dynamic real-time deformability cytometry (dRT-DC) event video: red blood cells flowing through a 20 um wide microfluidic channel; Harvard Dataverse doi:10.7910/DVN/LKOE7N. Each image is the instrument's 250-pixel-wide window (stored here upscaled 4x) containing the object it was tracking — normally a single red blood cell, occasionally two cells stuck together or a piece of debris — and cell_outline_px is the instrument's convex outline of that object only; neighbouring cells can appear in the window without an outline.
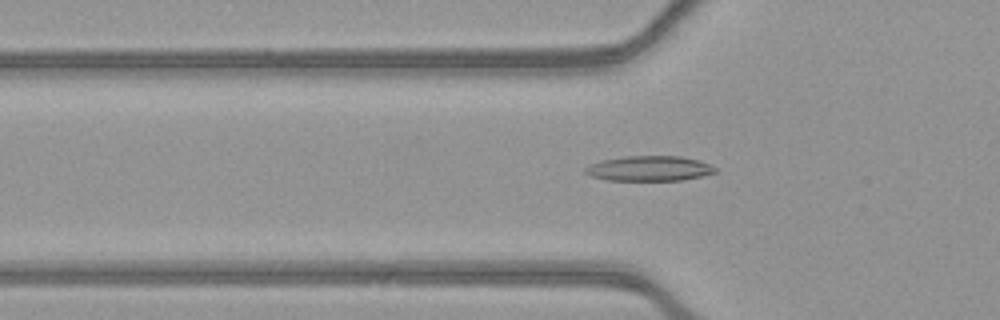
{"species": "common noctule bat (a hibernating species)", "species_latin": "Nyctalus noctula", "temperature_condition": "warm", "stored_images_in_passage": 38, "camera_frame_rate_fps": 3000, "um_per_image_px": 0.085, "animal": {"sex": "female", "body_mass_g": 21.9}, "frame": {"image": 1, "passage_image": 9, "time_ms": 2.667, "image_size_px": [1000, 320], "cell_outline_px": [[716, 172], [700, 176], [680, 180], [608, 180], [592, 176], [584, 172], [584, 168], [600, 160], [624, 156], [680, 156], [700, 160], [716, 168]], "centroid_in_image_um": [55.17, 14.31], "position_along_channel_um": 70.6, "area_um2": 18.84}}
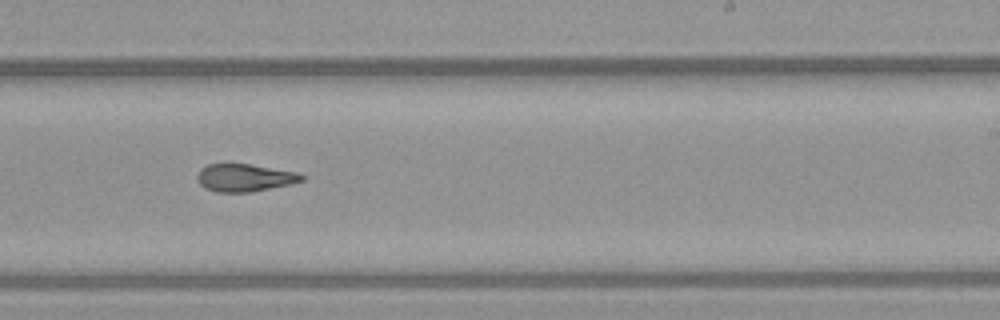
{"frame": {"image": 2, "passage_image": 24, "time_ms": 7.667, "image_size_px": [1000, 320], "cell_outline_px": [[304, 180], [292, 184], [252, 192], [216, 192], [204, 188], [200, 184], [196, 176], [200, 168], [208, 164], [228, 160], [296, 172], [304, 176]], "centroid_in_image_um": [20.73, 15.07], "position_along_channel_um": 268.3, "area_um2": 17.51}}
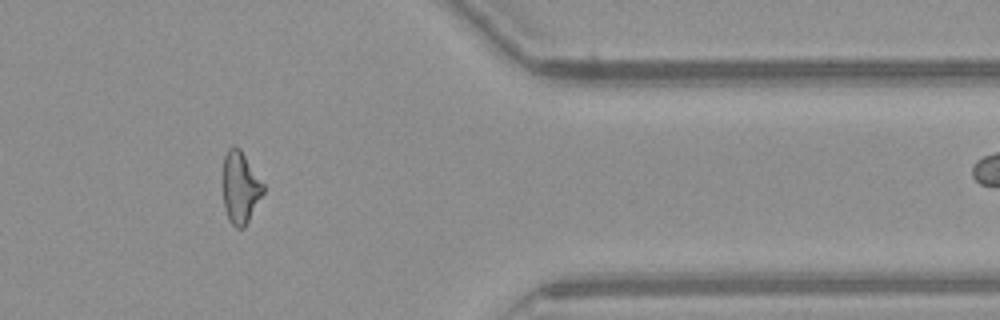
{"frame": {"image": 3, "passage_image": 35, "time_ms": 11.333, "image_size_px": [1000, 320], "cell_outline_px": [[264, 192], [244, 228], [236, 228], [228, 220], [224, 208], [220, 176], [224, 156], [228, 148], [232, 144], [240, 148], [264, 184]], "centroid_in_image_um": [20.37, 15.9], "position_along_channel_um": 391.0, "area_um2": 17.57}}